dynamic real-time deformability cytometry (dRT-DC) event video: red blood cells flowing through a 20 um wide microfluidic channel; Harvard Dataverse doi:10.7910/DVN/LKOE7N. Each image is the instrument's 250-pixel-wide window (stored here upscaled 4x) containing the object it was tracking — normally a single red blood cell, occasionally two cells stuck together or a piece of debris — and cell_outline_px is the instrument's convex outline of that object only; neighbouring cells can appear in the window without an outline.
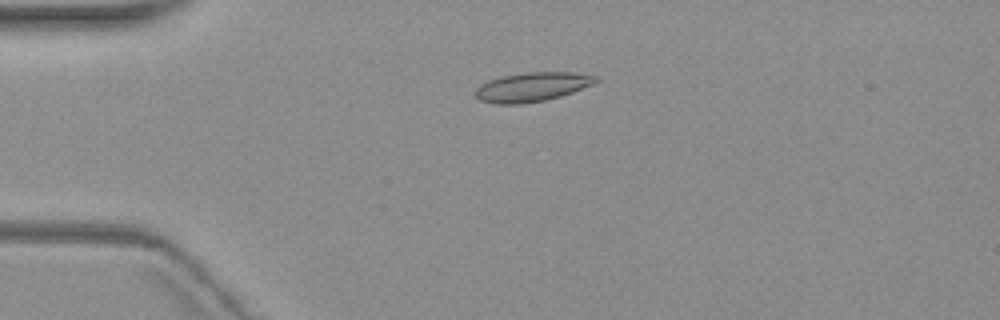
{"species": "common noctule bat (a hibernating species)", "species_latin": "Nyctalus noctula", "temperature_condition": "warm", "stored_images_in_passage": 5, "camera_frame_rate_fps": 3000, "um_per_image_px": 0.085, "animal": {"sex": "female", "body_mass_g": 19.3, "forearm_length_mm": 54.1}, "frame": {"image": 1, "passage_image": 4, "time_ms": 4.333, "image_size_px": [1000, 320], "cell_outline_px": [[596, 80], [592, 84], [572, 92], [560, 96], [544, 100], [520, 104], [496, 104], [480, 100], [476, 96], [476, 88], [480, 84], [488, 80], [504, 76], [528, 72], [572, 72], [596, 76]], "centroid_in_image_um": [45.18, 7.39], "position_along_channel_um": 39.8, "area_um2": 20.11}}